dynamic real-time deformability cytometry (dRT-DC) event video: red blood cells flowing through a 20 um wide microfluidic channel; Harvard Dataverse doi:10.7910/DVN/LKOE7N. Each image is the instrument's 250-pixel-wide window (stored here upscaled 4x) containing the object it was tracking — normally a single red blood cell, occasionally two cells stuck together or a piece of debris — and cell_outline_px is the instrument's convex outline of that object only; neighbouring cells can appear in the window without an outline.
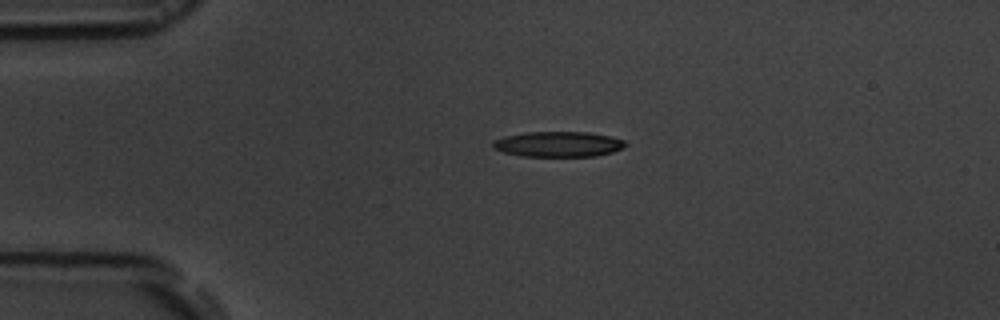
{"species": "common noctule bat (a hibernating species)", "species_latin": "Nyctalus noctula", "temperature_condition": "room temperature", "stored_images_in_passage": 4, "camera_frame_rate_fps": 3000, "um_per_image_px": 0.085, "animal": {"sex": "male", "body_mass_g": 19.5, "forearm_length_mm": 54.6}, "frame": {"image": 1, "passage_image": 2, "time_ms": 1.333, "image_size_px": [1000, 320], "cell_outline_px": [[628, 144], [624, 148], [612, 152], [596, 156], [520, 156], [504, 152], [492, 148], [492, 144], [496, 140], [504, 136], [524, 132], [588, 132], [608, 136], [624, 140]], "centroid_in_image_um": [47.46, 12.25], "position_along_channel_um": 37.5, "area_um2": 19.59}}
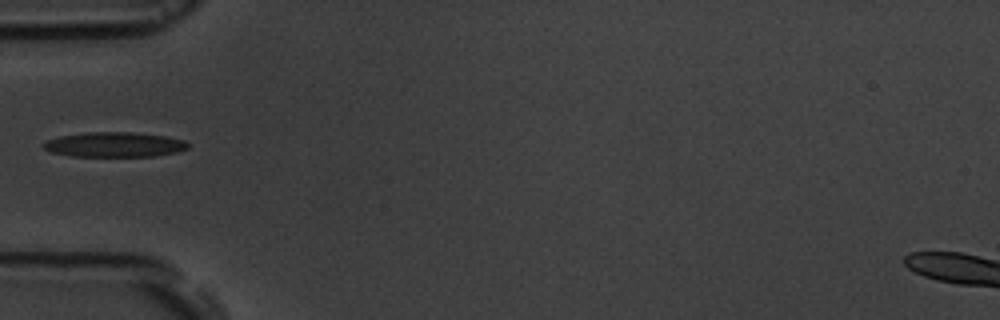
{"frame": {"image": 2, "passage_image": 4, "time_ms": 3.333, "image_size_px": [1000, 320], "cell_outline_px": [[188, 148], [176, 152], [152, 156], [72, 156], [52, 152], [44, 148], [40, 144], [44, 140], [60, 136], [88, 132], [132, 132], [164, 136], [184, 140], [188, 144]], "centroid_in_image_um": [9.67, 12.28], "position_along_channel_um": 75.3, "area_um2": 20.87}}